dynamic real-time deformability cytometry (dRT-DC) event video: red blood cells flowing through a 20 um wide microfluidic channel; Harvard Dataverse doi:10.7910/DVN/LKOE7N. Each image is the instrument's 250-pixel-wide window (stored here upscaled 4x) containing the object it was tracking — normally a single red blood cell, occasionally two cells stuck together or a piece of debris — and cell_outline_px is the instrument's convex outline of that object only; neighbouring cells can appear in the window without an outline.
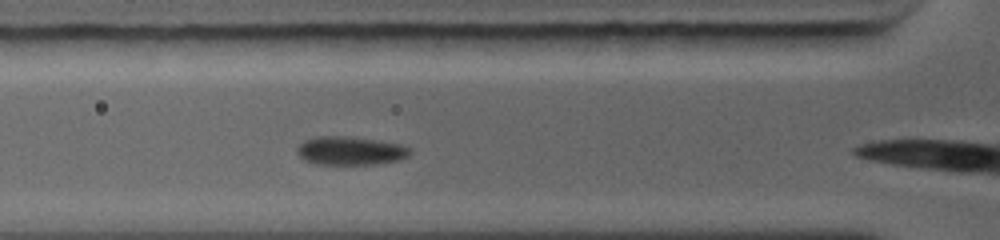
{"species": "common noctule bat (a hibernating species)", "species_latin": "Nyctalus noctula", "temperature_condition": "warm", "stored_images_in_passage": 10, "camera_frame_rate_fps": 5000, "um_per_image_px": 0.085, "animal": {"sex": "female", "body_mass_g": 19.0, "forearm_length_mm": 56.7}, "frame": {"image": 1, "passage_image": 5, "time_ms": 1.8, "image_size_px": [1000, 240], "cell_outline_px": [[408, 156], [400, 160], [376, 164], [316, 164], [304, 160], [296, 152], [296, 148], [304, 140], [320, 136], [336, 136], [372, 140], [400, 144], [408, 148]], "centroid_in_image_um": [29.72, 12.83], "position_along_channel_um": 96.1, "area_um2": 18.32}}
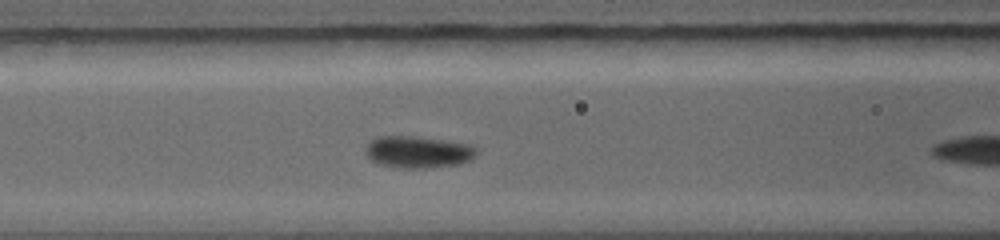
{"frame": {"image": 2, "passage_image": 7, "time_ms": 2.6, "image_size_px": [1000, 240], "cell_outline_px": [[476, 156], [460, 164], [428, 168], [396, 168], [380, 164], [372, 160], [368, 156], [368, 144], [372, 140], [384, 136], [400, 136], [464, 144], [472, 148], [476, 152]], "centroid_in_image_um": [35.5, 12.97], "position_along_channel_um": 131.1, "area_um2": 19.54}}
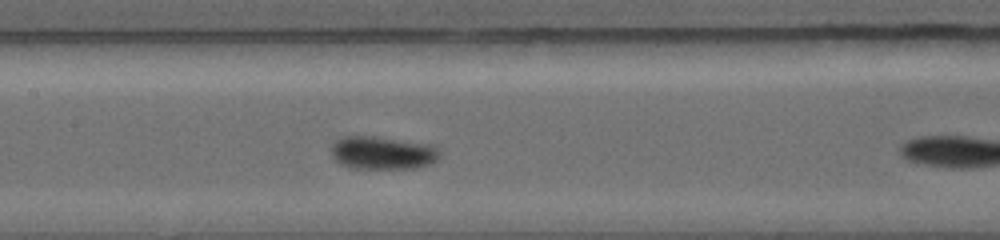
{"frame": {"image": 3, "passage_image": 9, "time_ms": 3.6, "image_size_px": [1000, 240], "cell_outline_px": [[440, 156], [436, 160], [428, 164], [416, 168], [348, 168], [340, 164], [332, 156], [332, 144], [336, 140], [348, 136], [364, 136], [416, 144], [436, 148], [440, 152]], "centroid_in_image_um": [32.42, 13.04], "position_along_channel_um": 175.0, "area_um2": 19.88}}